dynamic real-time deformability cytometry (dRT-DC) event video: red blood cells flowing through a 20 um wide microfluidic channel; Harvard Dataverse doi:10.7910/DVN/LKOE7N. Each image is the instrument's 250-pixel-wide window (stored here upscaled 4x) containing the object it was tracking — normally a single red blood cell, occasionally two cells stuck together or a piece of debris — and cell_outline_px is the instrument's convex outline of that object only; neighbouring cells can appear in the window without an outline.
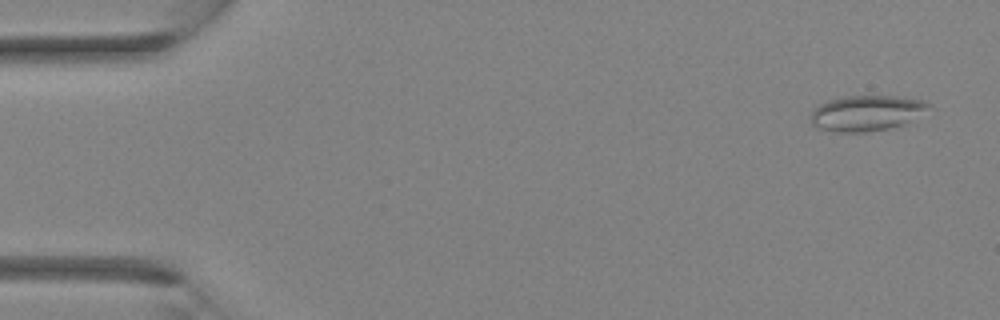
{"species": "Egyptian fruit bat (a non-hibernating species)", "species_latin": "Rousettus aegyptiacus", "temperature_condition": "room temperature", "stored_images_in_passage": 36, "segment_of_instrument_passage": [1, 2], "camera_frame_rate_fps": 3000, "um_per_image_px": 0.085, "animal": {"sex": "female"}, "frame": {"image": 1, "passage_image": 2, "time_ms": 0.333, "image_size_px": [1000, 320], "cell_outline_px": [[928, 104], [924, 108], [904, 124], [888, 128], [868, 132], [836, 132], [816, 128], [812, 124], [812, 112], [820, 104], [828, 100], [844, 96], [896, 96], [924, 100]], "centroid_in_image_um": [73.55, 9.61], "position_along_channel_um": 11.4, "area_um2": 23.81}}
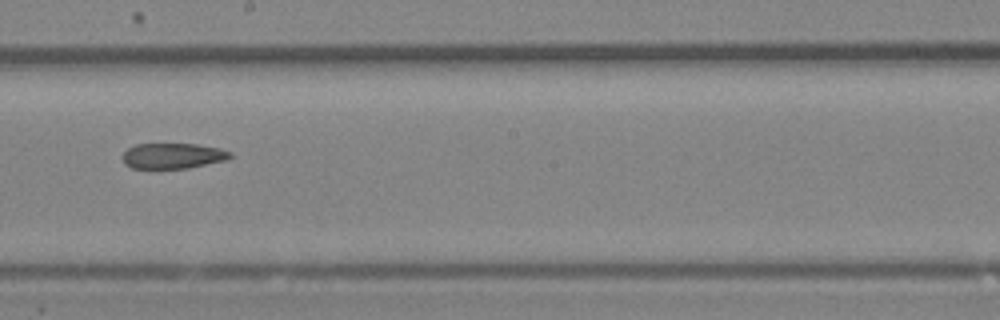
{"frame": {"image": 2, "passage_image": 20, "time_ms": 6.333, "image_size_px": [1000, 320], "cell_outline_px": [[232, 156], [228, 160], [188, 168], [132, 168], [124, 164], [124, 152], [128, 148], [136, 144], [196, 144], [220, 148], [232, 152]], "centroid_in_image_um": [14.74, 13.24], "position_along_channel_um": 233.5, "area_um2": 16.01}}
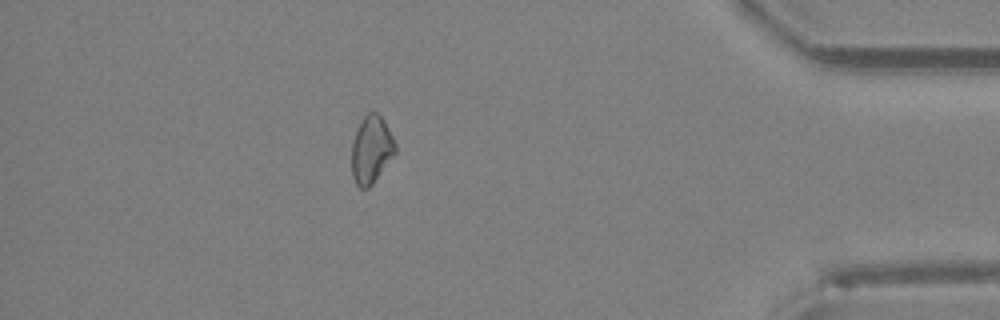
{"frame": {"image": 3, "passage_image": 31, "time_ms": 10.0, "image_size_px": [1000, 320], "cell_outline_px": [[396, 152], [372, 184], [368, 188], [360, 188], [356, 184], [352, 176], [352, 140], [356, 128], [364, 116], [368, 112], [376, 112], [384, 120], [396, 144]], "centroid_in_image_um": [31.54, 12.7], "position_along_channel_um": 403.7, "area_um2": 17.11}}